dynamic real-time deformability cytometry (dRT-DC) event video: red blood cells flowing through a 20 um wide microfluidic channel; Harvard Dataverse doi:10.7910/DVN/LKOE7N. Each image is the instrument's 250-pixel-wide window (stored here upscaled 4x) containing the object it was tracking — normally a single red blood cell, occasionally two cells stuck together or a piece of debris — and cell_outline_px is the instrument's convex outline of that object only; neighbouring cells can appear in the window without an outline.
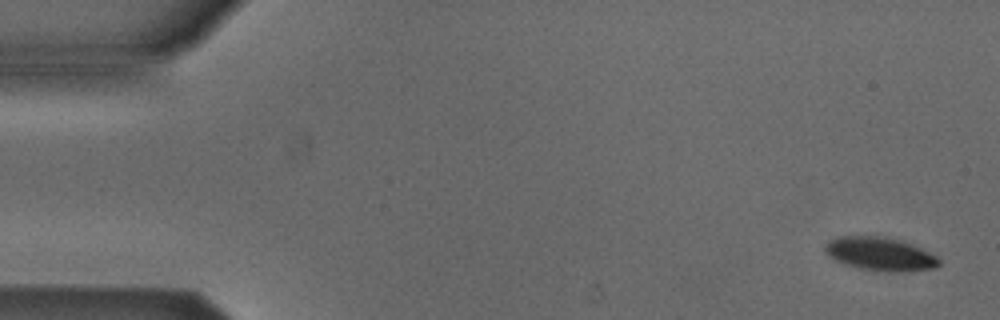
{"species": "Egyptian fruit bat (a non-hibernating species)", "species_latin": "Rousettus aegyptiacus", "temperature_condition": "cold", "stored_images_in_passage": 6, "camera_frame_rate_fps": 3000, "um_per_image_px": 0.085, "animal": {"sex": "male"}, "frame": {"image": 1, "passage_image": 1, "time_ms": 0.0, "image_size_px": [1000, 320], "cell_outline_px": [[940, 264], [936, 268], [904, 272], [888, 272], [860, 268], [844, 264], [828, 256], [824, 252], [824, 248], [828, 240], [840, 236], [884, 236], [900, 240], [912, 244], [936, 256], [940, 260]], "centroid_in_image_um": [74.8, 21.59], "position_along_channel_um": 10.2, "area_um2": 22.31}}
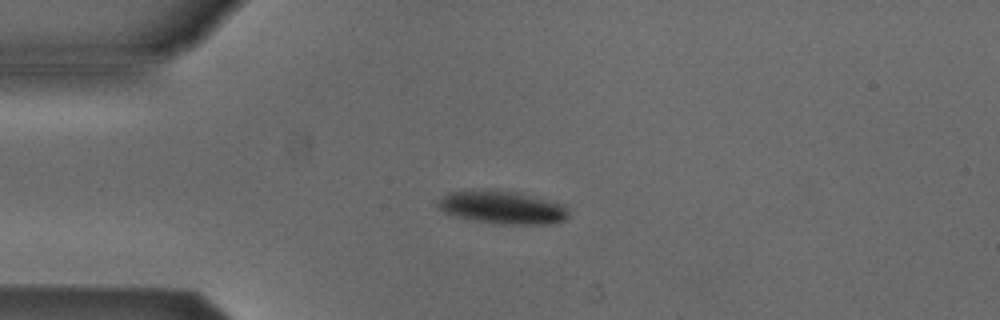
{"frame": {"image": 2, "passage_image": 4, "time_ms": 1.0, "image_size_px": [1000, 320], "cell_outline_px": [[568, 216], [564, 220], [548, 224], [496, 224], [468, 220], [444, 212], [436, 204], [436, 200], [448, 192], [468, 188], [492, 188], [516, 192], [564, 204], [568, 208]], "centroid_in_image_um": [42.61, 17.6], "position_along_channel_um": 42.4, "area_um2": 25.89}}
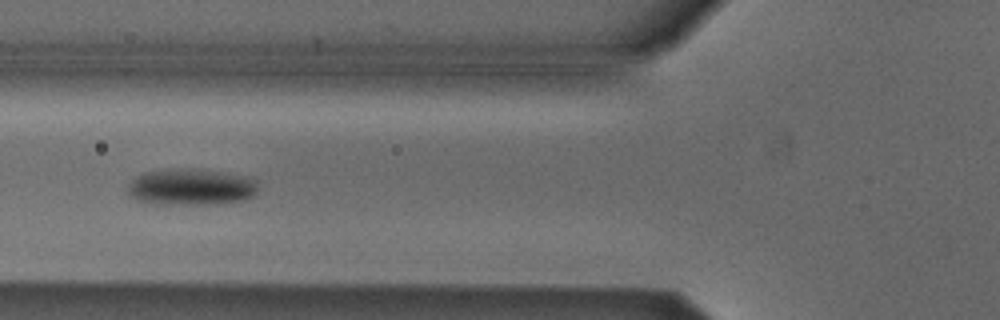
{"frame": {"image": 3, "passage_image": 6, "time_ms": 1.667, "image_size_px": [1000, 320], "cell_outline_px": [[256, 196], [244, 200], [220, 204], [160, 204], [136, 200], [128, 192], [128, 184], [136, 176], [144, 172], [176, 168], [192, 168], [224, 172], [248, 176], [256, 180]], "centroid_in_image_um": [16.27, 15.89], "position_along_channel_um": 109.5, "area_um2": 28.03}}